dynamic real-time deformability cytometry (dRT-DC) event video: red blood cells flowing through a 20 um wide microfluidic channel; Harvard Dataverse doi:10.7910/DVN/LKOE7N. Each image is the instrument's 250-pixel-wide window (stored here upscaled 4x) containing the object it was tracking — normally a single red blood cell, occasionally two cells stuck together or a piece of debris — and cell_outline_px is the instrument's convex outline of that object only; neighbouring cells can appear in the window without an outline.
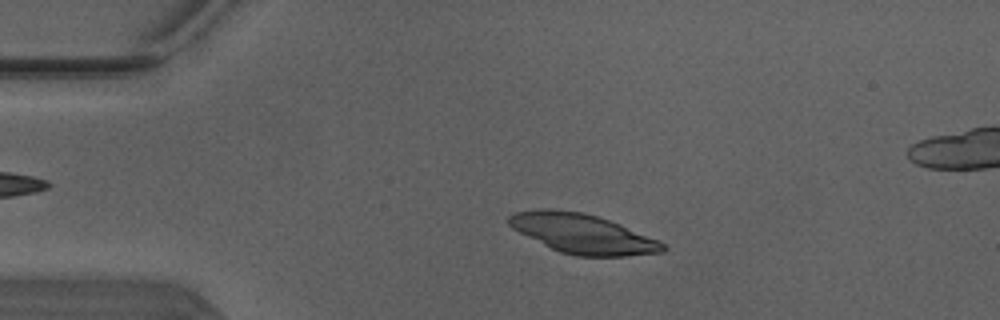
{"species": "Egyptian fruit bat (a non-hibernating species)", "species_latin": "Rousettus aegyptiacus", "temperature_condition": "warm", "stored_images_in_passage": 43, "camera_frame_rate_fps": 3000, "um_per_image_px": 0.085, "animal": {"sex": "male"}, "frame": {"image": 1, "passage_image": 3, "time_ms": 0.667, "image_size_px": [1000, 320], "cell_outline_px": [[668, 248], [664, 252], [624, 256], [576, 256], [560, 252], [512, 228], [508, 224], [508, 216], [516, 212], [544, 208], [552, 208], [584, 212], [620, 224], [660, 240]], "centroid_in_image_um": [49.55, 19.86], "position_along_channel_um": 35.4, "area_um2": 35.26}}
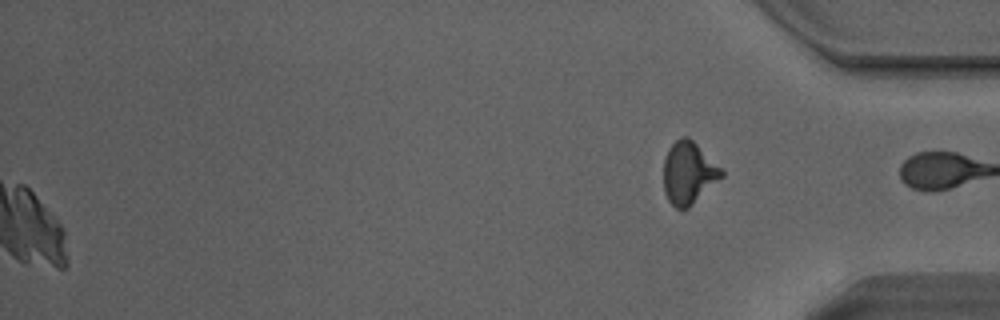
{"frame": {"image": 2, "passage_image": 43, "time_ms": 14.0, "image_size_px": [1000, 320], "cell_outline_px": [[724, 176], [688, 208], [676, 208], [668, 200], [664, 192], [664, 160], [668, 148], [680, 136], [688, 136], [724, 172]], "centroid_in_image_um": [58.51, 14.7], "position_along_channel_um": 376.7, "area_um2": 20.75}}